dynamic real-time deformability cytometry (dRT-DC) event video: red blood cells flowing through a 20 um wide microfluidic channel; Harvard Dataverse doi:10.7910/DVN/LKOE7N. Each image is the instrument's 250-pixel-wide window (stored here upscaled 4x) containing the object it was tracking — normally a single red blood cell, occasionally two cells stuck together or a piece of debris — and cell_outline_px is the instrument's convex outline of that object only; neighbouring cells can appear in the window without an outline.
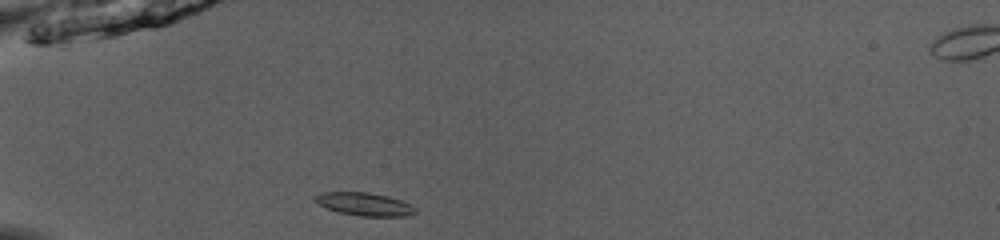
{"species": "common noctule bat (a hibernating species)", "species_latin": "Nyctalus noctula", "temperature_condition": "room temperature", "stored_images_in_passage": 37, "camera_frame_rate_fps": 3000, "um_per_image_px": 0.085, "animal": {"sex": "male", "body_mass_g": 13.0, "forearm_length_mm": 53.1}, "frame": {"image": 1, "passage_image": 2, "time_ms": 0.333, "image_size_px": [1000, 240], "cell_outline_px": [[416, 212], [408, 216], [360, 216], [340, 212], [328, 208], [312, 200], [312, 196], [320, 192], [368, 192], [388, 196], [412, 204], [416, 208]], "centroid_in_image_um": [30.97, 17.34], "position_along_channel_um": 54.0, "area_um2": 13.53}}
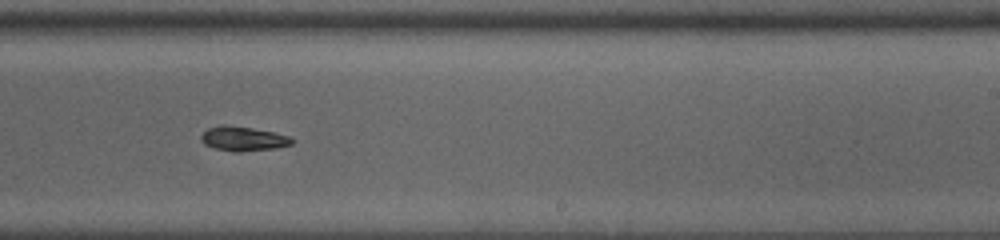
{"frame": {"image": 2, "passage_image": 19, "time_ms": 6.0, "image_size_px": [1000, 240], "cell_outline_px": [[296, 140], [292, 144], [276, 148], [240, 152], [236, 152], [216, 148], [204, 144], [200, 140], [200, 136], [208, 128], [220, 124], [224, 124], [252, 128], [276, 132], [292, 136]], "centroid_in_image_um": [20.72, 11.78], "position_along_channel_um": 268.3, "area_um2": 13.18}}
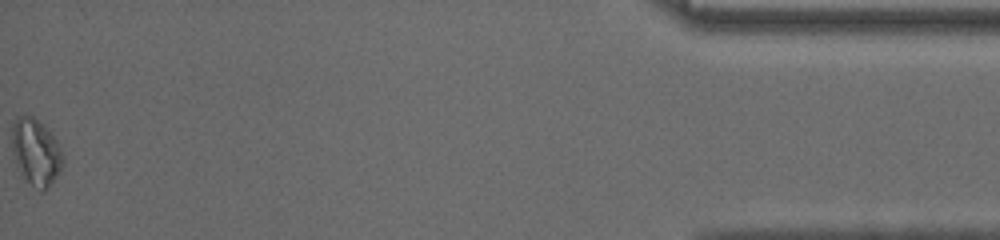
{"frame": {"image": 3, "passage_image": 37, "time_ms": 12.0, "image_size_px": [1000, 240], "cell_outline_px": [[64, 164], [60, 172], [48, 188], [44, 192], [40, 192], [24, 180], [16, 164], [12, 152], [12, 124], [16, 116], [24, 112], [32, 116], [44, 124], [56, 140], [60, 148], [64, 160]], "centroid_in_image_um": [3.04, 12.92], "position_along_channel_um": 432.2, "area_um2": 20.4}, "authors_computed_cell_mechanics": {"area_um2": 13.1784, "velocity_mm_per_s": 4.0358, "shape_relaxation_time_tau1_ms": 4.8112, "shape_relaxation_time_tau2_ms": null, "deformation_change_tau1": 0.1568, "deformation_change_tau2": null}}